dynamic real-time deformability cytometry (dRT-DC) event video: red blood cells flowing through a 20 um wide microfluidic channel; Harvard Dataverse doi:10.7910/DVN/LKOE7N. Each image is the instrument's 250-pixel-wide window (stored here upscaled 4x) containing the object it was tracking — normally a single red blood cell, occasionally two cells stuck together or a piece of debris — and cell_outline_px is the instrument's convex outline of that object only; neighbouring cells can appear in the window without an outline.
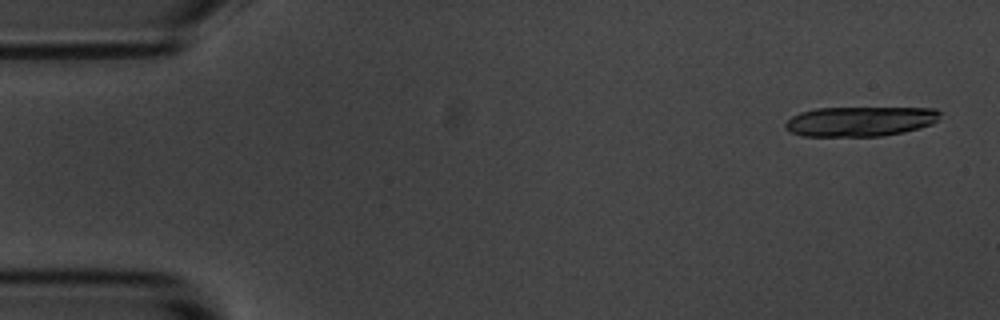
{"species": "common noctule bat (a hibernating species)", "species_latin": "Nyctalus noctula", "temperature_condition": "room temperature", "stored_images_in_passage": 6, "camera_frame_rate_fps": 3000, "um_per_image_px": 0.085, "animal": {"sex": "male", "body_mass_g": 20.1, "forearm_length_mm": 53.5}, "frame": {"image": 1, "passage_image": 1, "time_ms": 0.0, "image_size_px": [1000, 320], "cell_outline_px": [[940, 112], [936, 120], [932, 124], [920, 128], [904, 132], [880, 136], [800, 136], [784, 128], [784, 124], [792, 116], [800, 112], [816, 108], [936, 108]], "centroid_in_image_um": [73.08, 10.32], "position_along_channel_um": 11.9, "area_um2": 26.88}}